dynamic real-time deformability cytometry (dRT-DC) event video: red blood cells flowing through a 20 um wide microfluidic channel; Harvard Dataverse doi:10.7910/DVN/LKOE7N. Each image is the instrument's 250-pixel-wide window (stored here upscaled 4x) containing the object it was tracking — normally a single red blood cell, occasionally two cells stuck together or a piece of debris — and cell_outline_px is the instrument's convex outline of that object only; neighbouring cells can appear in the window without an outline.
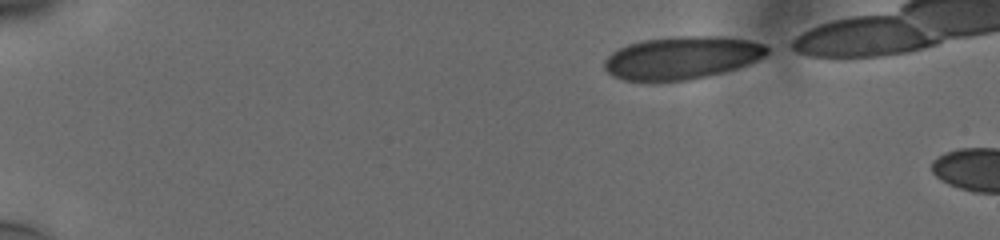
{"species": "human", "species_latin": "Homo sapiens", "temperature_condition": "cold", "stored_images_in_passage": 6, "camera_frame_rate_fps": 3000, "um_per_image_px": 0.085, "donor": {"sex": "male"}, "frame": {"image": 1, "passage_image": 1, "time_ms": 0.0, "image_size_px": [1000, 240], "cell_outline_px": [[768, 52], [764, 56], [748, 64], [736, 68], [688, 80], [656, 84], [652, 84], [624, 80], [612, 76], [604, 68], [604, 60], [612, 52], [628, 44], [644, 40], [676, 36], [724, 36], [748, 40], [764, 44], [768, 48]], "centroid_in_image_um": [57.89, 4.94], "position_along_channel_um": 27.1, "area_um2": 41.1}}